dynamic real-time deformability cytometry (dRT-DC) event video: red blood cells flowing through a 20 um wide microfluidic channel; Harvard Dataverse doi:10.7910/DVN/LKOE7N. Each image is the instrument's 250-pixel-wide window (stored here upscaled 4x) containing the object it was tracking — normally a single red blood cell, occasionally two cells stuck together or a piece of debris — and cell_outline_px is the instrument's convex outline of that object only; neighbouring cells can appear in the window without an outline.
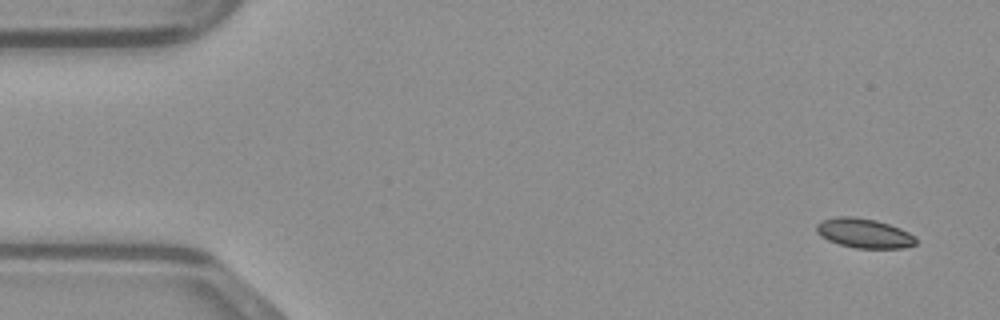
{"species": "common noctule bat (a hibernating species)", "species_latin": "Nyctalus noctula", "temperature_condition": "warm", "stored_images_in_passage": 48, "camera_frame_rate_fps": 3000, "um_per_image_px": 0.085, "animal": {"sex": "male", "body_mass_g": 23.1, "forearm_length_mm": 52.7}, "frame": {"image": 1, "passage_image": 1, "time_ms": 0.0, "image_size_px": [1000, 320], "cell_outline_px": [[916, 244], [904, 248], [856, 248], [840, 244], [828, 240], [820, 236], [816, 232], [816, 224], [820, 220], [836, 216], [852, 216], [876, 220], [900, 228], [916, 236]], "centroid_in_image_um": [73.43, 19.81], "position_along_channel_um": 11.6, "area_um2": 17.22}}
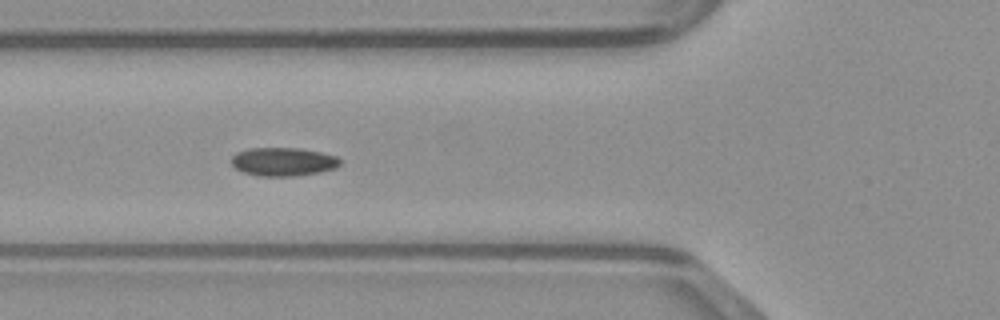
{"frame": {"image": 2, "passage_image": 16, "time_ms": 5.0, "image_size_px": [1000, 320], "cell_outline_px": [[340, 164], [336, 168], [320, 172], [296, 176], [256, 176], [244, 172], [236, 168], [232, 164], [232, 156], [236, 152], [248, 148], [300, 148], [320, 152], [336, 156], [340, 160]], "centroid_in_image_um": [24.07, 13.75], "position_along_channel_um": 101.7, "area_um2": 18.09}}
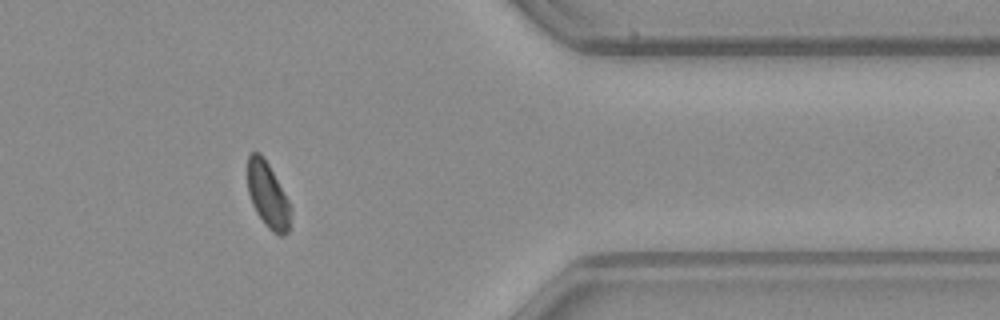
{"frame": {"image": 3, "passage_image": 38, "time_ms": 12.333, "image_size_px": [1000, 320], "cell_outline_px": [[292, 208], [288, 232], [284, 236], [280, 236], [272, 232], [264, 224], [256, 212], [252, 204], [248, 192], [248, 152], [260, 152], [264, 156], [288, 200]], "centroid_in_image_um": [22.77, 16.6], "position_along_channel_um": 388.6, "area_um2": 16.59}}